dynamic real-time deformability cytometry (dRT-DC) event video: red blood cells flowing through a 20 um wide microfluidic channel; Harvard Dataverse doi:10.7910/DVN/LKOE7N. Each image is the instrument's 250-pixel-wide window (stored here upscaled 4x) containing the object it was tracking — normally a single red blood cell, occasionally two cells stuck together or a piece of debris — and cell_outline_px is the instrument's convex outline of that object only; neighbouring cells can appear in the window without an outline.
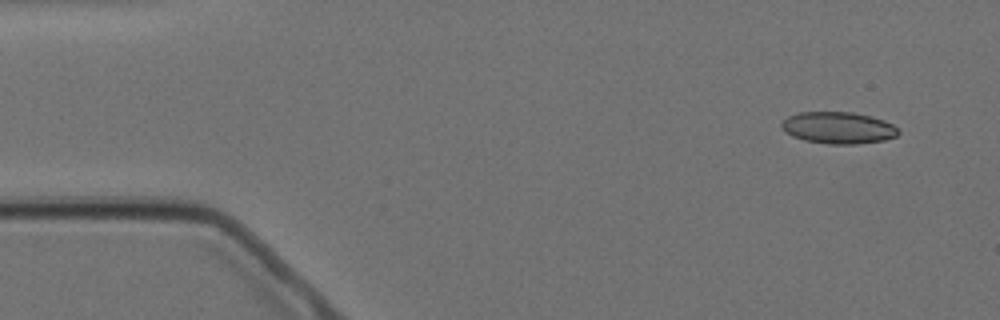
{"species": "Egyptian fruit bat (a non-hibernating species)", "species_latin": "Rousettus aegyptiacus", "temperature_condition": "cold", "stored_images_in_passage": 3, "camera_frame_rate_fps": 3000, "um_per_image_px": 0.085, "animal": {"sex": "female"}, "frame": {"image": 1, "passage_image": 1, "time_ms": 0.0, "image_size_px": [1000, 320], "cell_outline_px": [[900, 132], [896, 136], [884, 140], [856, 144], [828, 144], [804, 140], [792, 136], [784, 132], [780, 128], [780, 124], [788, 116], [796, 112], [852, 112], [872, 116], [884, 120], [892, 124]], "centroid_in_image_um": [71.22, 10.86], "position_along_channel_um": 13.8, "area_um2": 21.79}}